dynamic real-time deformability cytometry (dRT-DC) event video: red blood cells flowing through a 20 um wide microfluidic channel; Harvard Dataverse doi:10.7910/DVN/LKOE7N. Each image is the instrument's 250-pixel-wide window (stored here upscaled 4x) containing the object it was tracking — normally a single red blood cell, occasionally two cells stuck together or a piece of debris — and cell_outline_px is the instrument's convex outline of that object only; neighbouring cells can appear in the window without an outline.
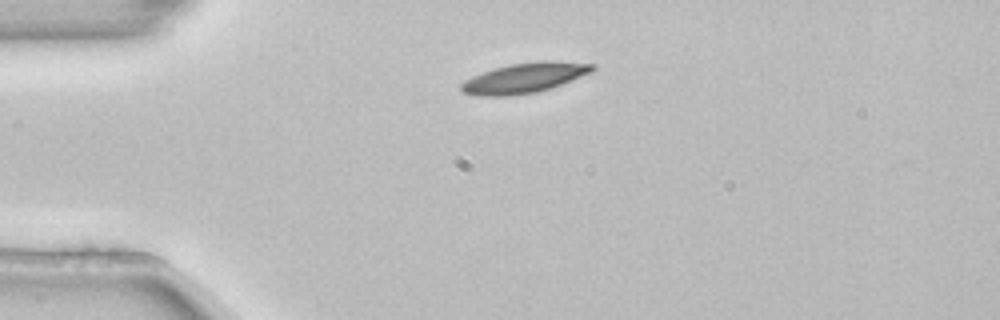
{"species": "common noctule bat (a hibernating species)", "species_latin": "Nyctalus noctula", "temperature_condition": "room temperature", "stored_images_in_passage": 3, "camera_frame_rate_fps": 3000, "um_per_image_px": 0.085, "animal": {"sex": "female", "body_mass_g": 22.7, "forearm_length_mm": 54.2}, "frame": {"image": 1, "passage_image": 1, "time_ms": 0.0, "image_size_px": [1000, 320], "cell_outline_px": [[596, 68], [592, 72], [552, 88], [536, 92], [512, 96], [476, 96], [464, 92], [460, 88], [460, 84], [464, 80], [472, 76], [496, 68], [512, 64], [540, 60], [548, 60], [596, 64]], "centroid_in_image_um": [44.6, 6.62], "position_along_channel_um": 40.4, "area_um2": 23.06}}